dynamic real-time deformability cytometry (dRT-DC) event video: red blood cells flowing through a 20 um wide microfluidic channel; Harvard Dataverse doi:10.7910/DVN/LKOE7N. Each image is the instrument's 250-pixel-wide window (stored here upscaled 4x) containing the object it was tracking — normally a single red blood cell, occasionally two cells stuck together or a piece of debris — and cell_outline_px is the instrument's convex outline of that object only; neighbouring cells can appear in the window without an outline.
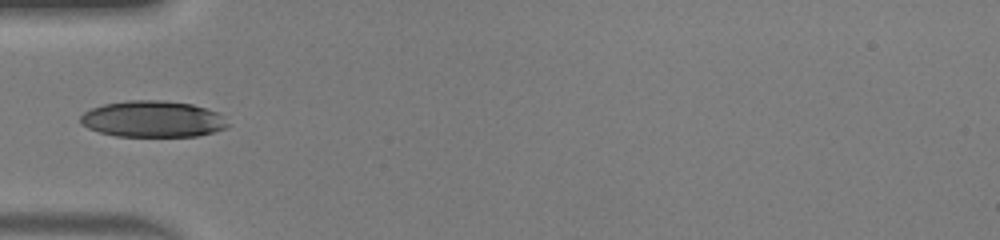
{"species": "human", "species_latin": "Homo sapiens", "temperature_condition": "warm", "stored_images_in_passage": 7, "camera_frame_rate_fps": 3000, "um_per_image_px": 0.085, "donor": {"sex": "male"}, "frame": {"image": 1, "passage_image": 1, "time_ms": 0.0, "image_size_px": [1000, 240], "cell_outline_px": [[228, 128], [196, 136], [116, 136], [100, 132], [88, 128], [80, 124], [80, 116], [84, 112], [92, 108], [104, 104], [128, 100], [164, 100], [192, 104], [208, 108], [216, 112], [228, 124]], "centroid_in_image_um": [12.96, 10.11], "position_along_channel_um": 72.0, "area_um2": 31.15}}
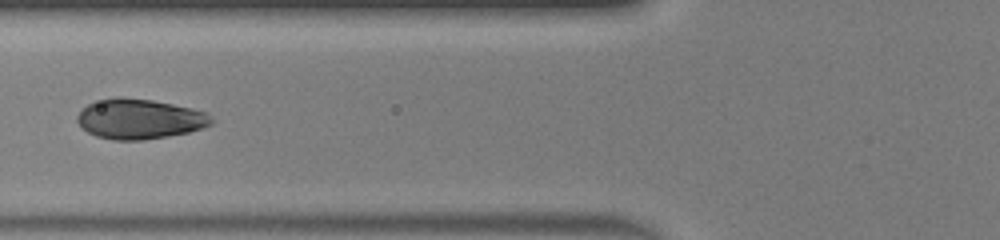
{"frame": {"image": 2, "passage_image": 4, "time_ms": 1.0, "image_size_px": [1000, 240], "cell_outline_px": [[216, 120], [212, 124], [204, 128], [188, 132], [144, 140], [112, 140], [96, 136], [88, 132], [76, 120], [76, 116], [80, 108], [88, 104], [100, 100], [116, 96], [124, 96], [152, 100], [192, 108], [208, 112]], "centroid_in_image_um": [11.88, 10.1], "position_along_channel_um": 113.9, "area_um2": 31.67}}